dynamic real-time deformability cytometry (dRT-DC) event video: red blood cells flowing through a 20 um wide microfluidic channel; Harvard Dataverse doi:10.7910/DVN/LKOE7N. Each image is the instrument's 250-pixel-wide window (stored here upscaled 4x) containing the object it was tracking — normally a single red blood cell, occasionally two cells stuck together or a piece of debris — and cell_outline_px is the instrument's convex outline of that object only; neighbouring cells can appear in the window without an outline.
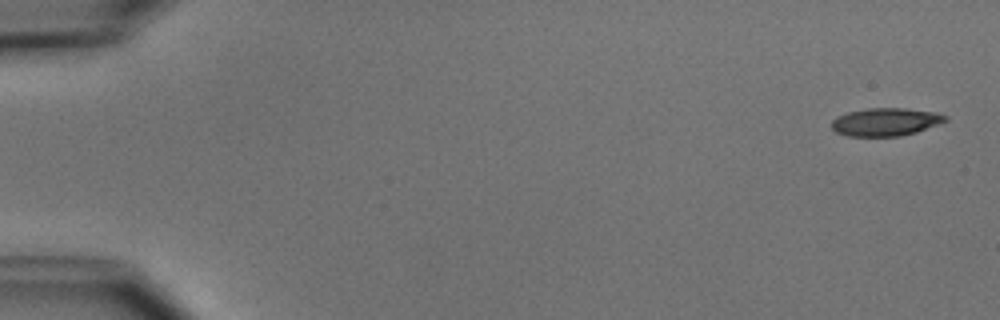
{"species": "common noctule bat (a hibernating species)", "species_latin": "Nyctalus noctula", "temperature_condition": "cold", "stored_images_in_passage": 5, "segment_of_instrument_passage": [1, 2], "camera_frame_rate_fps": 3000, "um_per_image_px": 0.085, "animal": {"sex": "male", "body_mass_g": 15.6}, "frame": {"image": 1, "passage_image": 1, "time_ms": 0.0, "image_size_px": [1000, 320], "cell_outline_px": [[948, 120], [916, 132], [900, 136], [848, 136], [836, 132], [832, 128], [832, 120], [836, 116], [848, 112], [868, 108], [904, 108], [936, 112], [948, 116]], "centroid_in_image_um": [75.27, 10.36], "position_along_channel_um": 9.7, "area_um2": 18.5}}